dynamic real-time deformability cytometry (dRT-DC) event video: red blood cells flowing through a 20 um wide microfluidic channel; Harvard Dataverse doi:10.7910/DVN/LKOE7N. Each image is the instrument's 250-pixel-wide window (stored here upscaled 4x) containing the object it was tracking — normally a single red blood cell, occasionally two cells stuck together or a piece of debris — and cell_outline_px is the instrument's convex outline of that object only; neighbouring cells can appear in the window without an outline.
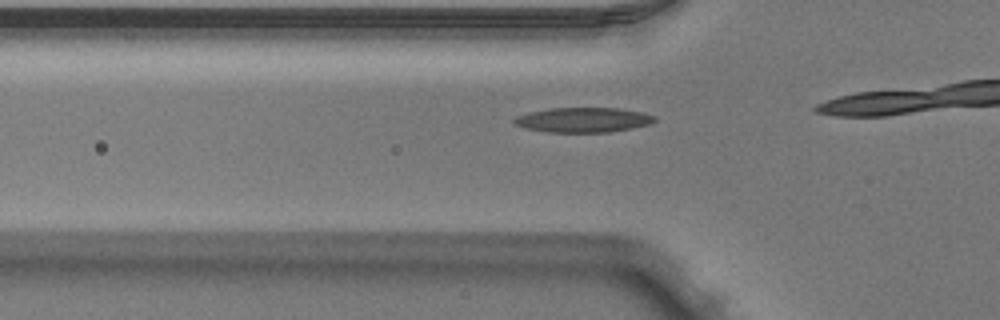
{"species": "Egyptian fruit bat (a non-hibernating species)", "species_latin": "Rousettus aegyptiacus", "temperature_condition": "warm", "stored_images_in_passage": 14, "camera_frame_rate_fps": 3000, "um_per_image_px": 0.085, "animal": {"sex": "male"}, "frame": {"image": 1, "passage_image": 10, "time_ms": 3.0, "image_size_px": [1000, 320], "cell_outline_px": [[656, 120], [648, 124], [608, 132], [544, 132], [524, 128], [512, 124], [512, 120], [516, 116], [528, 112], [548, 108], [620, 108], [640, 112], [656, 116]], "centroid_in_image_um": [49.47, 10.19], "position_along_channel_um": 76.3, "area_um2": 20.35}}